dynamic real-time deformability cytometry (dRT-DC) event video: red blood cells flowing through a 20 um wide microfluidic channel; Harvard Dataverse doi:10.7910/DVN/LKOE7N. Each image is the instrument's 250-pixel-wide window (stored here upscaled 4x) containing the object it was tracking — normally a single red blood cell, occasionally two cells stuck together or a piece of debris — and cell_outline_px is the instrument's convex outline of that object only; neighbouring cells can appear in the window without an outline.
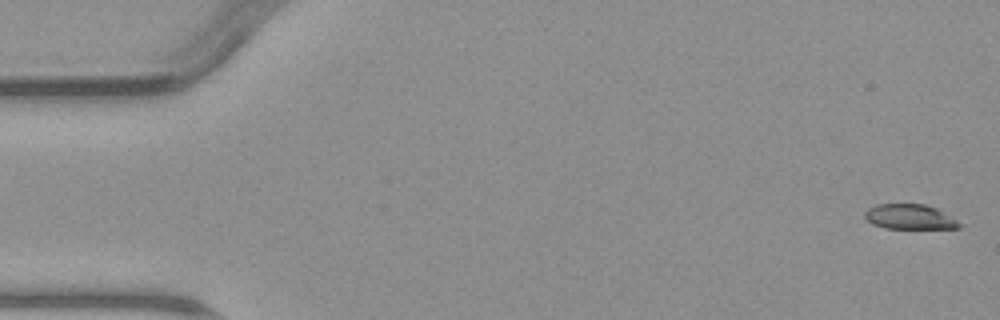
{"species": "common noctule bat (a hibernating species)", "species_latin": "Nyctalus noctula", "temperature_condition": "warm", "stored_images_in_passage": 7, "camera_frame_rate_fps": 3000, "um_per_image_px": 0.085, "animal": {"sex": "male", "body_mass_g": 23.1, "forearm_length_mm": 52.7}, "frame": {"image": 1, "passage_image": 1, "time_ms": 0.0, "image_size_px": [1000, 320], "cell_outline_px": [[964, 224], [960, 228], [884, 228], [872, 224], [864, 216], [864, 212], [868, 208], [876, 204], [924, 204], [936, 208]], "centroid_in_image_um": [77.32, 18.43], "position_along_channel_um": 7.7, "area_um2": 13.76}}
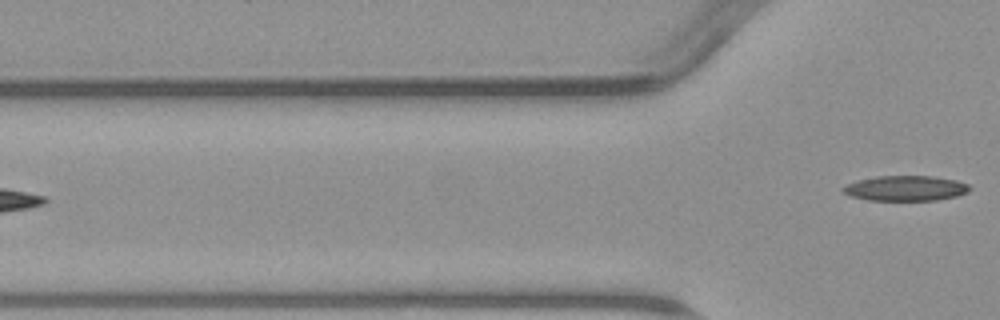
{"frame": {"image": 2, "passage_image": 7, "time_ms": 7.0, "image_size_px": [1000, 320], "cell_outline_px": [[972, 188], [968, 192], [956, 196], [936, 200], [868, 200], [848, 196], [840, 188], [848, 184], [860, 180], [876, 176], [932, 176], [956, 180], [968, 184]], "centroid_in_image_um": [76.98, 16.0], "position_along_channel_um": 48.8, "area_um2": 18.55}}